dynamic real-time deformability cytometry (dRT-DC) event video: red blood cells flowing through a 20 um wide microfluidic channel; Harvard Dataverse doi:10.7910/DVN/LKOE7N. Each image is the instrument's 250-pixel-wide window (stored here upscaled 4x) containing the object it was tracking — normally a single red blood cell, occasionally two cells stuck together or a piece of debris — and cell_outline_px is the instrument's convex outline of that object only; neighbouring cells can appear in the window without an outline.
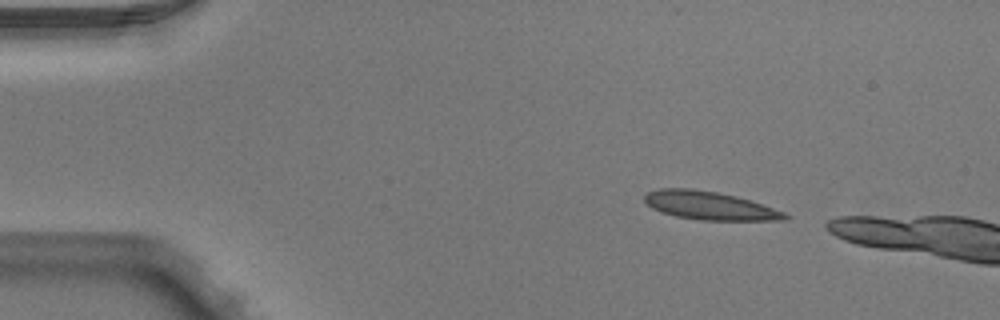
{"species": "Egyptian fruit bat (a non-hibernating species)", "species_latin": "Rousettus aegyptiacus", "temperature_condition": "warm", "stored_images_in_passage": 3, "camera_frame_rate_fps": 3000, "um_per_image_px": 0.085, "animal": {"sex": "male"}, "frame": {"image": 1, "passage_image": 1, "time_ms": 0.0, "image_size_px": [1000, 320], "cell_outline_px": [[792, 216], [788, 220], [700, 220], [676, 216], [660, 212], [652, 208], [644, 200], [644, 196], [648, 192], [660, 188], [692, 188], [716, 192], [736, 196], [752, 200], [784, 212]], "centroid_in_image_um": [60.34, 17.48], "position_along_channel_um": 24.7, "area_um2": 23.24}}